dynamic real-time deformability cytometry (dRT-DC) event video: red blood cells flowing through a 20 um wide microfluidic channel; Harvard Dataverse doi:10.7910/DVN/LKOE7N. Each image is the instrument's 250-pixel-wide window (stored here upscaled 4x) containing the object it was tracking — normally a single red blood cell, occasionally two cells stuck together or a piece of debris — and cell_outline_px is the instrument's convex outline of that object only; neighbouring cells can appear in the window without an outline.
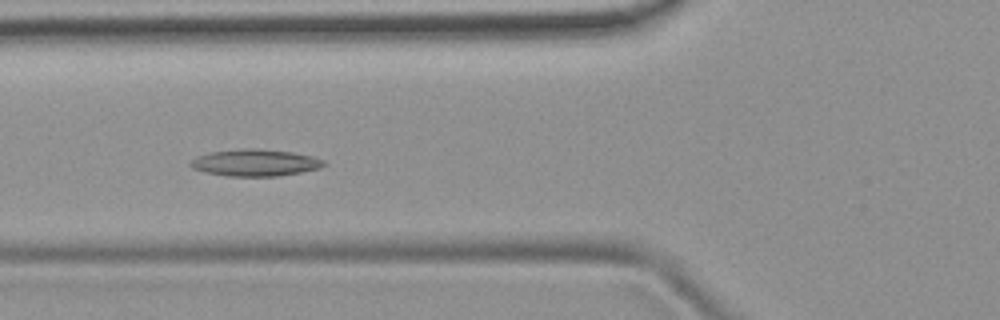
{"species": "common noctule bat (a hibernating species)", "species_latin": "Nyctalus noctula", "temperature_condition": "room temperature", "stored_images_in_passage": 52, "camera_frame_rate_fps": 3000, "um_per_image_px": 0.085, "animal": {"sex": "female", "body_mass_g": 19.9}, "frame": {"image": 1, "passage_image": 20, "time_ms": 6.333, "image_size_px": [1000, 320], "cell_outline_px": [[328, 164], [320, 168], [300, 172], [276, 176], [228, 176], [204, 172], [192, 168], [188, 164], [196, 156], [208, 152], [240, 148], [256, 148], [292, 152], [312, 156], [324, 160]], "centroid_in_image_um": [21.66, 13.82], "position_along_channel_um": 104.1, "area_um2": 21.04}}
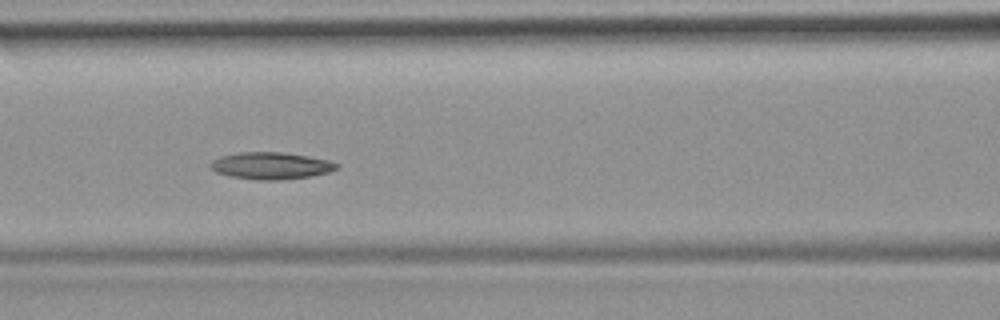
{"frame": {"image": 2, "passage_image": 23, "time_ms": 7.333, "image_size_px": [1000, 320], "cell_outline_px": [[340, 168], [328, 172], [312, 176], [276, 180], [260, 180], [232, 176], [216, 172], [208, 164], [212, 160], [220, 156], [240, 152], [280, 152], [308, 156], [328, 160], [340, 164]], "centroid_in_image_um": [23.05, 14.08], "position_along_channel_um": 143.5, "area_um2": 19.77}}
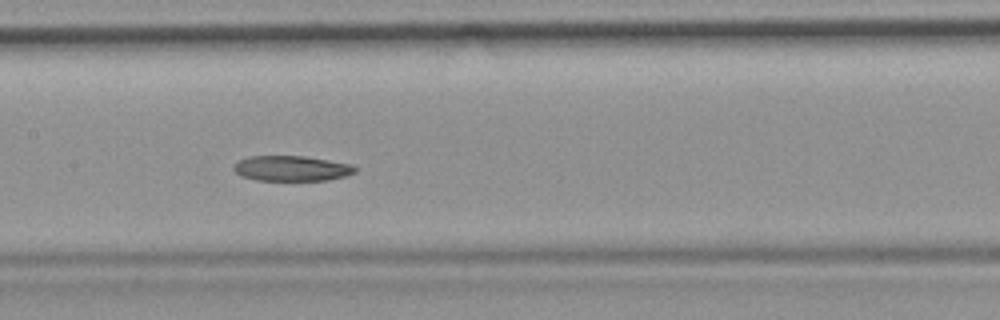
{"frame": {"image": 3, "passage_image": 26, "time_ms": 8.333, "image_size_px": [1000, 320], "cell_outline_px": [[356, 172], [344, 176], [328, 180], [256, 180], [240, 176], [232, 168], [236, 160], [248, 156], [304, 156], [352, 164], [356, 168]], "centroid_in_image_um": [24.74, 14.31], "position_along_channel_um": 182.7, "area_um2": 17.98}}